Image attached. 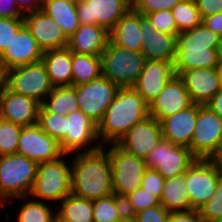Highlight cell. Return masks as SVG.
<instances>
[{
  "mask_svg": "<svg viewBox=\"0 0 222 222\" xmlns=\"http://www.w3.org/2000/svg\"><path fill=\"white\" fill-rule=\"evenodd\" d=\"M23 16L15 0H0V18H16Z\"/></svg>",
  "mask_w": 222,
  "mask_h": 222,
  "instance_id": "cell-46",
  "label": "cell"
},
{
  "mask_svg": "<svg viewBox=\"0 0 222 222\" xmlns=\"http://www.w3.org/2000/svg\"><path fill=\"white\" fill-rule=\"evenodd\" d=\"M41 61L53 87L72 86L71 51L67 47L43 52Z\"/></svg>",
  "mask_w": 222,
  "mask_h": 222,
  "instance_id": "cell-27",
  "label": "cell"
},
{
  "mask_svg": "<svg viewBox=\"0 0 222 222\" xmlns=\"http://www.w3.org/2000/svg\"><path fill=\"white\" fill-rule=\"evenodd\" d=\"M46 202L30 199L21 205L17 222H57L56 212Z\"/></svg>",
  "mask_w": 222,
  "mask_h": 222,
  "instance_id": "cell-35",
  "label": "cell"
},
{
  "mask_svg": "<svg viewBox=\"0 0 222 222\" xmlns=\"http://www.w3.org/2000/svg\"><path fill=\"white\" fill-rule=\"evenodd\" d=\"M5 78H6V72L2 66L1 61H0V91L5 86Z\"/></svg>",
  "mask_w": 222,
  "mask_h": 222,
  "instance_id": "cell-51",
  "label": "cell"
},
{
  "mask_svg": "<svg viewBox=\"0 0 222 222\" xmlns=\"http://www.w3.org/2000/svg\"><path fill=\"white\" fill-rule=\"evenodd\" d=\"M157 205H161L160 199L141 187L124 199L125 213L132 216Z\"/></svg>",
  "mask_w": 222,
  "mask_h": 222,
  "instance_id": "cell-37",
  "label": "cell"
},
{
  "mask_svg": "<svg viewBox=\"0 0 222 222\" xmlns=\"http://www.w3.org/2000/svg\"><path fill=\"white\" fill-rule=\"evenodd\" d=\"M37 124L58 142L66 136V115L54 112H38Z\"/></svg>",
  "mask_w": 222,
  "mask_h": 222,
  "instance_id": "cell-36",
  "label": "cell"
},
{
  "mask_svg": "<svg viewBox=\"0 0 222 222\" xmlns=\"http://www.w3.org/2000/svg\"><path fill=\"white\" fill-rule=\"evenodd\" d=\"M102 76L120 88L133 87L146 62L141 51L128 50L108 42L101 55Z\"/></svg>",
  "mask_w": 222,
  "mask_h": 222,
  "instance_id": "cell-6",
  "label": "cell"
},
{
  "mask_svg": "<svg viewBox=\"0 0 222 222\" xmlns=\"http://www.w3.org/2000/svg\"><path fill=\"white\" fill-rule=\"evenodd\" d=\"M171 13L180 33L192 30L202 24L203 19L195 0H182L171 9Z\"/></svg>",
  "mask_w": 222,
  "mask_h": 222,
  "instance_id": "cell-34",
  "label": "cell"
},
{
  "mask_svg": "<svg viewBox=\"0 0 222 222\" xmlns=\"http://www.w3.org/2000/svg\"><path fill=\"white\" fill-rule=\"evenodd\" d=\"M72 86L88 83L102 76L101 56L71 52Z\"/></svg>",
  "mask_w": 222,
  "mask_h": 222,
  "instance_id": "cell-32",
  "label": "cell"
},
{
  "mask_svg": "<svg viewBox=\"0 0 222 222\" xmlns=\"http://www.w3.org/2000/svg\"><path fill=\"white\" fill-rule=\"evenodd\" d=\"M167 222H201L198 210L171 212Z\"/></svg>",
  "mask_w": 222,
  "mask_h": 222,
  "instance_id": "cell-47",
  "label": "cell"
},
{
  "mask_svg": "<svg viewBox=\"0 0 222 222\" xmlns=\"http://www.w3.org/2000/svg\"><path fill=\"white\" fill-rule=\"evenodd\" d=\"M222 171L216 159L197 158L185 172L186 190L194 210L204 205L215 192Z\"/></svg>",
  "mask_w": 222,
  "mask_h": 222,
  "instance_id": "cell-9",
  "label": "cell"
},
{
  "mask_svg": "<svg viewBox=\"0 0 222 222\" xmlns=\"http://www.w3.org/2000/svg\"><path fill=\"white\" fill-rule=\"evenodd\" d=\"M109 42V31L101 25L80 24L68 38L67 48L77 54L101 56Z\"/></svg>",
  "mask_w": 222,
  "mask_h": 222,
  "instance_id": "cell-25",
  "label": "cell"
},
{
  "mask_svg": "<svg viewBox=\"0 0 222 222\" xmlns=\"http://www.w3.org/2000/svg\"><path fill=\"white\" fill-rule=\"evenodd\" d=\"M131 8V0H78L80 24L101 25L110 31Z\"/></svg>",
  "mask_w": 222,
  "mask_h": 222,
  "instance_id": "cell-14",
  "label": "cell"
},
{
  "mask_svg": "<svg viewBox=\"0 0 222 222\" xmlns=\"http://www.w3.org/2000/svg\"><path fill=\"white\" fill-rule=\"evenodd\" d=\"M125 214L124 200L115 194L93 201L94 222H117Z\"/></svg>",
  "mask_w": 222,
  "mask_h": 222,
  "instance_id": "cell-33",
  "label": "cell"
},
{
  "mask_svg": "<svg viewBox=\"0 0 222 222\" xmlns=\"http://www.w3.org/2000/svg\"><path fill=\"white\" fill-rule=\"evenodd\" d=\"M214 222H222V216H220L218 219H216Z\"/></svg>",
  "mask_w": 222,
  "mask_h": 222,
  "instance_id": "cell-55",
  "label": "cell"
},
{
  "mask_svg": "<svg viewBox=\"0 0 222 222\" xmlns=\"http://www.w3.org/2000/svg\"><path fill=\"white\" fill-rule=\"evenodd\" d=\"M198 213L201 222H214L222 216V178L219 180L215 192L199 208Z\"/></svg>",
  "mask_w": 222,
  "mask_h": 222,
  "instance_id": "cell-39",
  "label": "cell"
},
{
  "mask_svg": "<svg viewBox=\"0 0 222 222\" xmlns=\"http://www.w3.org/2000/svg\"><path fill=\"white\" fill-rule=\"evenodd\" d=\"M192 104L183 80L174 75L149 105V116L161 122L164 118L185 110Z\"/></svg>",
  "mask_w": 222,
  "mask_h": 222,
  "instance_id": "cell-17",
  "label": "cell"
},
{
  "mask_svg": "<svg viewBox=\"0 0 222 222\" xmlns=\"http://www.w3.org/2000/svg\"><path fill=\"white\" fill-rule=\"evenodd\" d=\"M56 210L57 222H94L93 201L68 195Z\"/></svg>",
  "mask_w": 222,
  "mask_h": 222,
  "instance_id": "cell-30",
  "label": "cell"
},
{
  "mask_svg": "<svg viewBox=\"0 0 222 222\" xmlns=\"http://www.w3.org/2000/svg\"><path fill=\"white\" fill-rule=\"evenodd\" d=\"M217 160V162L220 165L221 171H222V151L221 153L215 158Z\"/></svg>",
  "mask_w": 222,
  "mask_h": 222,
  "instance_id": "cell-54",
  "label": "cell"
},
{
  "mask_svg": "<svg viewBox=\"0 0 222 222\" xmlns=\"http://www.w3.org/2000/svg\"><path fill=\"white\" fill-rule=\"evenodd\" d=\"M5 85L13 92L33 98L40 104L54 88L42 61L7 70Z\"/></svg>",
  "mask_w": 222,
  "mask_h": 222,
  "instance_id": "cell-10",
  "label": "cell"
},
{
  "mask_svg": "<svg viewBox=\"0 0 222 222\" xmlns=\"http://www.w3.org/2000/svg\"><path fill=\"white\" fill-rule=\"evenodd\" d=\"M201 18L222 12V0H195Z\"/></svg>",
  "mask_w": 222,
  "mask_h": 222,
  "instance_id": "cell-45",
  "label": "cell"
},
{
  "mask_svg": "<svg viewBox=\"0 0 222 222\" xmlns=\"http://www.w3.org/2000/svg\"><path fill=\"white\" fill-rule=\"evenodd\" d=\"M77 110H79V104L73 86L54 87L39 108V112H54L62 115Z\"/></svg>",
  "mask_w": 222,
  "mask_h": 222,
  "instance_id": "cell-31",
  "label": "cell"
},
{
  "mask_svg": "<svg viewBox=\"0 0 222 222\" xmlns=\"http://www.w3.org/2000/svg\"><path fill=\"white\" fill-rule=\"evenodd\" d=\"M161 205L170 213L194 210L186 190L185 173L165 179Z\"/></svg>",
  "mask_w": 222,
  "mask_h": 222,
  "instance_id": "cell-29",
  "label": "cell"
},
{
  "mask_svg": "<svg viewBox=\"0 0 222 222\" xmlns=\"http://www.w3.org/2000/svg\"><path fill=\"white\" fill-rule=\"evenodd\" d=\"M197 157L184 146L162 139L145 158L147 168L156 170L164 179L184 174Z\"/></svg>",
  "mask_w": 222,
  "mask_h": 222,
  "instance_id": "cell-11",
  "label": "cell"
},
{
  "mask_svg": "<svg viewBox=\"0 0 222 222\" xmlns=\"http://www.w3.org/2000/svg\"><path fill=\"white\" fill-rule=\"evenodd\" d=\"M23 26V17L0 18V55L10 45L13 37Z\"/></svg>",
  "mask_w": 222,
  "mask_h": 222,
  "instance_id": "cell-41",
  "label": "cell"
},
{
  "mask_svg": "<svg viewBox=\"0 0 222 222\" xmlns=\"http://www.w3.org/2000/svg\"><path fill=\"white\" fill-rule=\"evenodd\" d=\"M2 120V114H1V111H0V121Z\"/></svg>",
  "mask_w": 222,
  "mask_h": 222,
  "instance_id": "cell-56",
  "label": "cell"
},
{
  "mask_svg": "<svg viewBox=\"0 0 222 222\" xmlns=\"http://www.w3.org/2000/svg\"><path fill=\"white\" fill-rule=\"evenodd\" d=\"M182 0H131V7L142 15L155 11L171 10Z\"/></svg>",
  "mask_w": 222,
  "mask_h": 222,
  "instance_id": "cell-42",
  "label": "cell"
},
{
  "mask_svg": "<svg viewBox=\"0 0 222 222\" xmlns=\"http://www.w3.org/2000/svg\"><path fill=\"white\" fill-rule=\"evenodd\" d=\"M40 164L64 155L60 143L45 133L38 124L22 127L17 152Z\"/></svg>",
  "mask_w": 222,
  "mask_h": 222,
  "instance_id": "cell-15",
  "label": "cell"
},
{
  "mask_svg": "<svg viewBox=\"0 0 222 222\" xmlns=\"http://www.w3.org/2000/svg\"><path fill=\"white\" fill-rule=\"evenodd\" d=\"M140 29L143 30L141 52L146 60L174 61L177 39L173 35L155 29L150 20L141 13Z\"/></svg>",
  "mask_w": 222,
  "mask_h": 222,
  "instance_id": "cell-23",
  "label": "cell"
},
{
  "mask_svg": "<svg viewBox=\"0 0 222 222\" xmlns=\"http://www.w3.org/2000/svg\"><path fill=\"white\" fill-rule=\"evenodd\" d=\"M170 212L162 205L147 208L134 215L136 222H167Z\"/></svg>",
  "mask_w": 222,
  "mask_h": 222,
  "instance_id": "cell-44",
  "label": "cell"
},
{
  "mask_svg": "<svg viewBox=\"0 0 222 222\" xmlns=\"http://www.w3.org/2000/svg\"><path fill=\"white\" fill-rule=\"evenodd\" d=\"M198 114V104L164 118L160 123L163 138L191 150V141Z\"/></svg>",
  "mask_w": 222,
  "mask_h": 222,
  "instance_id": "cell-24",
  "label": "cell"
},
{
  "mask_svg": "<svg viewBox=\"0 0 222 222\" xmlns=\"http://www.w3.org/2000/svg\"><path fill=\"white\" fill-rule=\"evenodd\" d=\"M222 151V118L206 105L198 104L191 152L202 159H215Z\"/></svg>",
  "mask_w": 222,
  "mask_h": 222,
  "instance_id": "cell-8",
  "label": "cell"
},
{
  "mask_svg": "<svg viewBox=\"0 0 222 222\" xmlns=\"http://www.w3.org/2000/svg\"><path fill=\"white\" fill-rule=\"evenodd\" d=\"M69 154L38 165L36 179L29 194L35 200L52 203L62 201L71 194V163L65 160Z\"/></svg>",
  "mask_w": 222,
  "mask_h": 222,
  "instance_id": "cell-5",
  "label": "cell"
},
{
  "mask_svg": "<svg viewBox=\"0 0 222 222\" xmlns=\"http://www.w3.org/2000/svg\"><path fill=\"white\" fill-rule=\"evenodd\" d=\"M216 70H217V74H218V78L220 81V86L222 88V58L220 57L218 65L216 66Z\"/></svg>",
  "mask_w": 222,
  "mask_h": 222,
  "instance_id": "cell-52",
  "label": "cell"
},
{
  "mask_svg": "<svg viewBox=\"0 0 222 222\" xmlns=\"http://www.w3.org/2000/svg\"><path fill=\"white\" fill-rule=\"evenodd\" d=\"M41 10L57 22L67 38L80 27L75 0H43Z\"/></svg>",
  "mask_w": 222,
  "mask_h": 222,
  "instance_id": "cell-28",
  "label": "cell"
},
{
  "mask_svg": "<svg viewBox=\"0 0 222 222\" xmlns=\"http://www.w3.org/2000/svg\"><path fill=\"white\" fill-rule=\"evenodd\" d=\"M40 105L35 99L17 94L6 85L0 91L2 119L22 127L37 124Z\"/></svg>",
  "mask_w": 222,
  "mask_h": 222,
  "instance_id": "cell-19",
  "label": "cell"
},
{
  "mask_svg": "<svg viewBox=\"0 0 222 222\" xmlns=\"http://www.w3.org/2000/svg\"><path fill=\"white\" fill-rule=\"evenodd\" d=\"M73 87L76 90L79 110L97 125L102 121L107 107L120 89L104 76Z\"/></svg>",
  "mask_w": 222,
  "mask_h": 222,
  "instance_id": "cell-13",
  "label": "cell"
},
{
  "mask_svg": "<svg viewBox=\"0 0 222 222\" xmlns=\"http://www.w3.org/2000/svg\"><path fill=\"white\" fill-rule=\"evenodd\" d=\"M143 30L140 29V13L132 7L109 31V42L115 46L141 51Z\"/></svg>",
  "mask_w": 222,
  "mask_h": 222,
  "instance_id": "cell-26",
  "label": "cell"
},
{
  "mask_svg": "<svg viewBox=\"0 0 222 222\" xmlns=\"http://www.w3.org/2000/svg\"><path fill=\"white\" fill-rule=\"evenodd\" d=\"M149 116V105L133 88H120L98 124V138L103 146L116 144L135 124Z\"/></svg>",
  "mask_w": 222,
  "mask_h": 222,
  "instance_id": "cell-2",
  "label": "cell"
},
{
  "mask_svg": "<svg viewBox=\"0 0 222 222\" xmlns=\"http://www.w3.org/2000/svg\"><path fill=\"white\" fill-rule=\"evenodd\" d=\"M43 0H15V3L23 15L39 11Z\"/></svg>",
  "mask_w": 222,
  "mask_h": 222,
  "instance_id": "cell-48",
  "label": "cell"
},
{
  "mask_svg": "<svg viewBox=\"0 0 222 222\" xmlns=\"http://www.w3.org/2000/svg\"><path fill=\"white\" fill-rule=\"evenodd\" d=\"M102 146L74 155L71 161V193L91 201L114 194L108 151Z\"/></svg>",
  "mask_w": 222,
  "mask_h": 222,
  "instance_id": "cell-1",
  "label": "cell"
},
{
  "mask_svg": "<svg viewBox=\"0 0 222 222\" xmlns=\"http://www.w3.org/2000/svg\"><path fill=\"white\" fill-rule=\"evenodd\" d=\"M42 56L43 51L24 25L0 55V61L6 72L15 67L40 62Z\"/></svg>",
  "mask_w": 222,
  "mask_h": 222,
  "instance_id": "cell-20",
  "label": "cell"
},
{
  "mask_svg": "<svg viewBox=\"0 0 222 222\" xmlns=\"http://www.w3.org/2000/svg\"><path fill=\"white\" fill-rule=\"evenodd\" d=\"M59 143L64 154L69 155L95 151L103 146L98 138V125L81 110L66 115V136Z\"/></svg>",
  "mask_w": 222,
  "mask_h": 222,
  "instance_id": "cell-12",
  "label": "cell"
},
{
  "mask_svg": "<svg viewBox=\"0 0 222 222\" xmlns=\"http://www.w3.org/2000/svg\"><path fill=\"white\" fill-rule=\"evenodd\" d=\"M155 29L173 35L176 39L180 31L176 25L171 10L155 11L145 15Z\"/></svg>",
  "mask_w": 222,
  "mask_h": 222,
  "instance_id": "cell-40",
  "label": "cell"
},
{
  "mask_svg": "<svg viewBox=\"0 0 222 222\" xmlns=\"http://www.w3.org/2000/svg\"><path fill=\"white\" fill-rule=\"evenodd\" d=\"M117 222H136L134 216L125 214L119 221Z\"/></svg>",
  "mask_w": 222,
  "mask_h": 222,
  "instance_id": "cell-53",
  "label": "cell"
},
{
  "mask_svg": "<svg viewBox=\"0 0 222 222\" xmlns=\"http://www.w3.org/2000/svg\"><path fill=\"white\" fill-rule=\"evenodd\" d=\"M174 75L173 62L146 60L143 70L133 88L150 105Z\"/></svg>",
  "mask_w": 222,
  "mask_h": 222,
  "instance_id": "cell-21",
  "label": "cell"
},
{
  "mask_svg": "<svg viewBox=\"0 0 222 222\" xmlns=\"http://www.w3.org/2000/svg\"><path fill=\"white\" fill-rule=\"evenodd\" d=\"M38 165L18 153L0 156V206L12 198L26 201L33 188Z\"/></svg>",
  "mask_w": 222,
  "mask_h": 222,
  "instance_id": "cell-4",
  "label": "cell"
},
{
  "mask_svg": "<svg viewBox=\"0 0 222 222\" xmlns=\"http://www.w3.org/2000/svg\"><path fill=\"white\" fill-rule=\"evenodd\" d=\"M21 131L20 125L3 119L0 121V156L17 152Z\"/></svg>",
  "mask_w": 222,
  "mask_h": 222,
  "instance_id": "cell-38",
  "label": "cell"
},
{
  "mask_svg": "<svg viewBox=\"0 0 222 222\" xmlns=\"http://www.w3.org/2000/svg\"><path fill=\"white\" fill-rule=\"evenodd\" d=\"M183 80L192 103L206 105L221 89L216 68H197L183 71Z\"/></svg>",
  "mask_w": 222,
  "mask_h": 222,
  "instance_id": "cell-22",
  "label": "cell"
},
{
  "mask_svg": "<svg viewBox=\"0 0 222 222\" xmlns=\"http://www.w3.org/2000/svg\"><path fill=\"white\" fill-rule=\"evenodd\" d=\"M23 20L43 52L67 47L68 38L61 27L42 10L24 15Z\"/></svg>",
  "mask_w": 222,
  "mask_h": 222,
  "instance_id": "cell-18",
  "label": "cell"
},
{
  "mask_svg": "<svg viewBox=\"0 0 222 222\" xmlns=\"http://www.w3.org/2000/svg\"><path fill=\"white\" fill-rule=\"evenodd\" d=\"M109 145L106 149L112 167L113 192L124 200L141 187L147 166L144 159L126 152L117 144Z\"/></svg>",
  "mask_w": 222,
  "mask_h": 222,
  "instance_id": "cell-7",
  "label": "cell"
},
{
  "mask_svg": "<svg viewBox=\"0 0 222 222\" xmlns=\"http://www.w3.org/2000/svg\"><path fill=\"white\" fill-rule=\"evenodd\" d=\"M202 23L222 37V12L203 18Z\"/></svg>",
  "mask_w": 222,
  "mask_h": 222,
  "instance_id": "cell-49",
  "label": "cell"
},
{
  "mask_svg": "<svg viewBox=\"0 0 222 222\" xmlns=\"http://www.w3.org/2000/svg\"><path fill=\"white\" fill-rule=\"evenodd\" d=\"M162 139L161 123L148 116L128 130L116 144L126 152L145 160Z\"/></svg>",
  "mask_w": 222,
  "mask_h": 222,
  "instance_id": "cell-16",
  "label": "cell"
},
{
  "mask_svg": "<svg viewBox=\"0 0 222 222\" xmlns=\"http://www.w3.org/2000/svg\"><path fill=\"white\" fill-rule=\"evenodd\" d=\"M165 179L154 169L147 168L141 181V188L161 200Z\"/></svg>",
  "mask_w": 222,
  "mask_h": 222,
  "instance_id": "cell-43",
  "label": "cell"
},
{
  "mask_svg": "<svg viewBox=\"0 0 222 222\" xmlns=\"http://www.w3.org/2000/svg\"><path fill=\"white\" fill-rule=\"evenodd\" d=\"M206 106L222 118V88L212 97Z\"/></svg>",
  "mask_w": 222,
  "mask_h": 222,
  "instance_id": "cell-50",
  "label": "cell"
},
{
  "mask_svg": "<svg viewBox=\"0 0 222 222\" xmlns=\"http://www.w3.org/2000/svg\"><path fill=\"white\" fill-rule=\"evenodd\" d=\"M222 37L203 23L178 34L173 69L175 75L197 68H216L220 59Z\"/></svg>",
  "mask_w": 222,
  "mask_h": 222,
  "instance_id": "cell-3",
  "label": "cell"
}]
</instances>
